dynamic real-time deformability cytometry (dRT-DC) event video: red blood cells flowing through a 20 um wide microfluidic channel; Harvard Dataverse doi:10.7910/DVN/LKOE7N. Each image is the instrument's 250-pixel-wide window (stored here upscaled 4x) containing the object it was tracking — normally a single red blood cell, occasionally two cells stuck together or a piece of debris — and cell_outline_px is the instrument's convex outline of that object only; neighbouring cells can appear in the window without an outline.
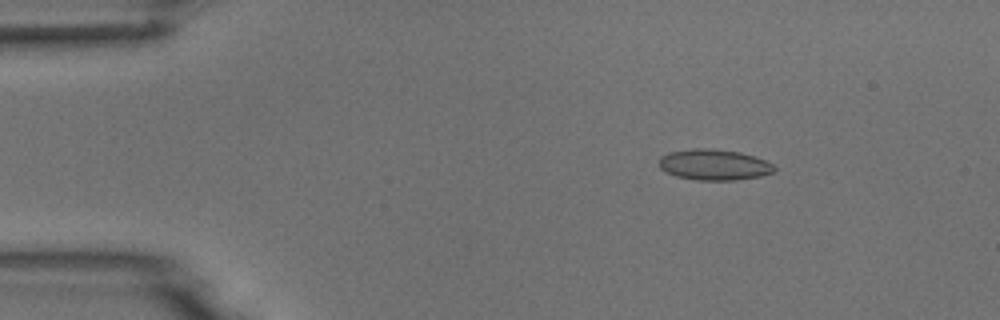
{"species": "common noctule bat (a hibernating species)", "species_latin": "Nyctalus noctula", "temperature_condition": "room temperature", "stored_images_in_passage": 4, "camera_frame_rate_fps": 3000, "um_per_image_px": 0.085, "animal": {"sex": "male", "body_mass_g": 18.8}, "frame": {"image": 1, "passage_image": 2, "time_ms": 1.0, "image_size_px": [1000, 320], "cell_outline_px": [[776, 168], [772, 172], [760, 176], [736, 180], [696, 180], [676, 176], [660, 168], [660, 156], [668, 152], [692, 148], [712, 148], [740, 152], [764, 160], [772, 164]], "centroid_in_image_um": [60.67, 13.99], "position_along_channel_um": 24.3, "area_um2": 20.63}}
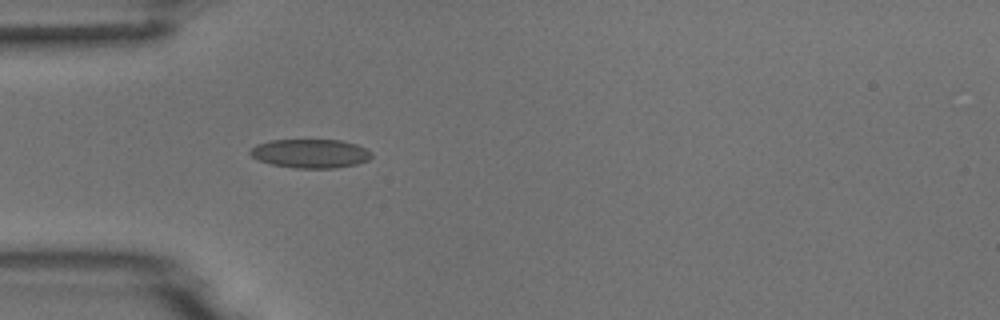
{"frame": {"image": 2, "passage_image": 4, "time_ms": 3.667, "image_size_px": [1000, 320], "cell_outline_px": [[372, 156], [368, 160], [356, 164], [336, 168], [296, 168], [272, 164], [260, 160], [252, 156], [248, 152], [256, 144], [272, 140], [340, 140], [356, 144], [372, 152]], "centroid_in_image_um": [26.4, 13.05], "position_along_channel_um": 58.6, "area_um2": 20.29}}